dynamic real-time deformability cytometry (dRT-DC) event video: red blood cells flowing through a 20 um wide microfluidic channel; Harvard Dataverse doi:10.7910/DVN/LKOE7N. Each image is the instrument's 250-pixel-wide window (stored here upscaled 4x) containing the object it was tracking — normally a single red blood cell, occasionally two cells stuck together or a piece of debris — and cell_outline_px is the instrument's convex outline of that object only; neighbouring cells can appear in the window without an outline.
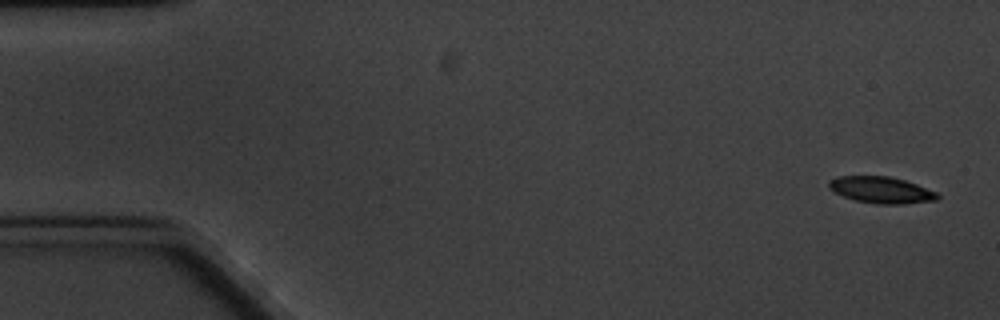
{"species": "common noctule bat (a hibernating species)", "species_latin": "Nyctalus noctula", "temperature_condition": "cold", "stored_images_in_passage": 5, "camera_frame_rate_fps": 3000, "um_per_image_px": 0.085, "animal": {"sex": "male", "body_mass_g": 20.1, "forearm_length_mm": 53.5}, "frame": {"image": 1, "passage_image": 1, "time_ms": 0.0, "image_size_px": [1000, 320], "cell_outline_px": [[940, 196], [936, 200], [904, 204], [876, 204], [856, 200], [832, 192], [828, 188], [828, 180], [840, 176], [888, 176], [904, 180], [916, 184], [936, 192]], "centroid_in_image_um": [74.87, 16.15], "position_along_channel_um": 10.1, "area_um2": 16.76}}
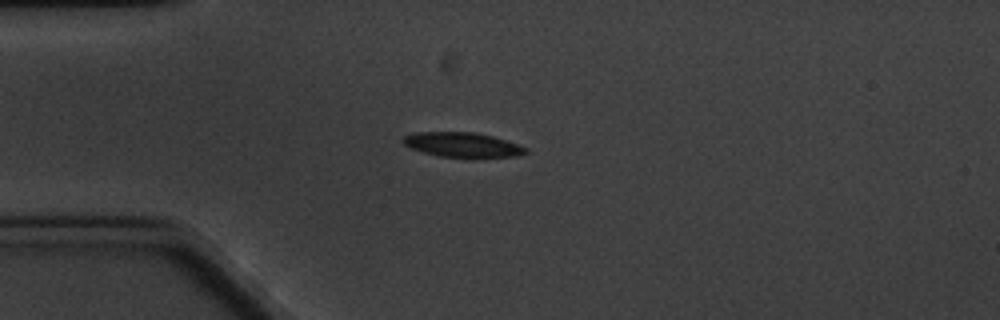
{"frame": {"image": 2, "passage_image": 5, "time_ms": 4.333, "image_size_px": [1000, 320], "cell_outline_px": [[528, 152], [516, 156], [476, 160], [440, 156], [424, 152], [412, 148], [404, 144], [400, 140], [404, 136], [416, 132], [476, 132], [492, 136], [528, 148]], "centroid_in_image_um": [39.35, 12.34], "position_along_channel_um": 45.7, "area_um2": 18.21}}